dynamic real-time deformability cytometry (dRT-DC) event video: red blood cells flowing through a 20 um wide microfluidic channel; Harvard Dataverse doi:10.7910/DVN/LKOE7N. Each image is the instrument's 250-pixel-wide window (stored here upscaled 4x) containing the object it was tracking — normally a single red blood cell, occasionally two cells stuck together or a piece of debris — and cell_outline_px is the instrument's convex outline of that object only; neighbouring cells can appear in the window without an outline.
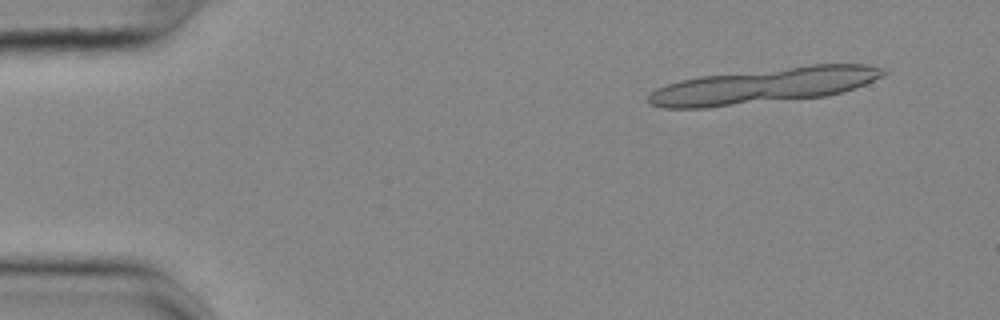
{"species": "common noctule bat (a hibernating species)", "species_latin": "Nyctalus noctula", "temperature_condition": "cold", "stored_images_in_passage": 19, "segment_of_instrument_passage": [1, 2], "camera_frame_rate_fps": 3000, "um_per_image_px": 0.085, "animal": {"sex": "female", "body_mass_g": 25.1}, "frame": {"image": 1, "passage_image": 4, "time_ms": 1.0, "image_size_px": [1000, 320], "cell_outline_px": [[888, 72], [884, 76], [844, 92], [828, 96], [708, 108], [664, 108], [648, 104], [648, 96], [656, 88], [680, 80], [700, 76], [812, 64], [864, 64], [884, 68]], "centroid_in_image_um": [64.95, 7.29], "position_along_channel_um": 20.1, "area_um2": 48.9}}